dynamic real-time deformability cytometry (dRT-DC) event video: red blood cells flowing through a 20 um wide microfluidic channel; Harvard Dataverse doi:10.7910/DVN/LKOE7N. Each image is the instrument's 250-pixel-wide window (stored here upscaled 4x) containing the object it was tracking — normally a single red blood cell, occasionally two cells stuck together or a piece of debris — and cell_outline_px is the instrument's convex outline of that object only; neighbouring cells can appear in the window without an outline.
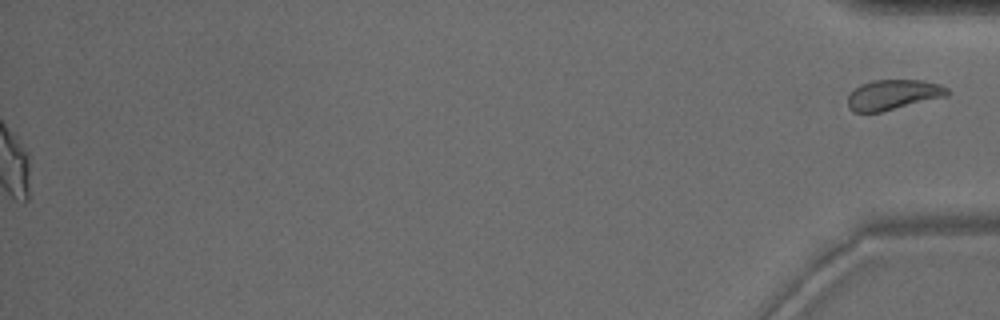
{"species": "common noctule bat (a hibernating species)", "species_latin": "Nyctalus noctula", "temperature_condition": "warm", "stored_images_in_passage": 42, "segment_of_instrument_passage": [2, 2], "camera_frame_rate_fps": 3000, "um_per_image_px": 0.085, "animal": {"sex": "male", "body_mass_g": 15.6}, "frame": {"image": 1, "passage_image": 42, "time_ms": 13.667, "image_size_px": [1000, 320], "cell_outline_px": [[952, 92], [948, 96], [880, 112], [852, 112], [848, 108], [848, 92], [860, 84], [872, 80], [924, 80], [940, 84], [948, 88]], "centroid_in_image_um": [75.92, 8.04], "position_along_channel_um": 359.3, "area_um2": 17.8}}